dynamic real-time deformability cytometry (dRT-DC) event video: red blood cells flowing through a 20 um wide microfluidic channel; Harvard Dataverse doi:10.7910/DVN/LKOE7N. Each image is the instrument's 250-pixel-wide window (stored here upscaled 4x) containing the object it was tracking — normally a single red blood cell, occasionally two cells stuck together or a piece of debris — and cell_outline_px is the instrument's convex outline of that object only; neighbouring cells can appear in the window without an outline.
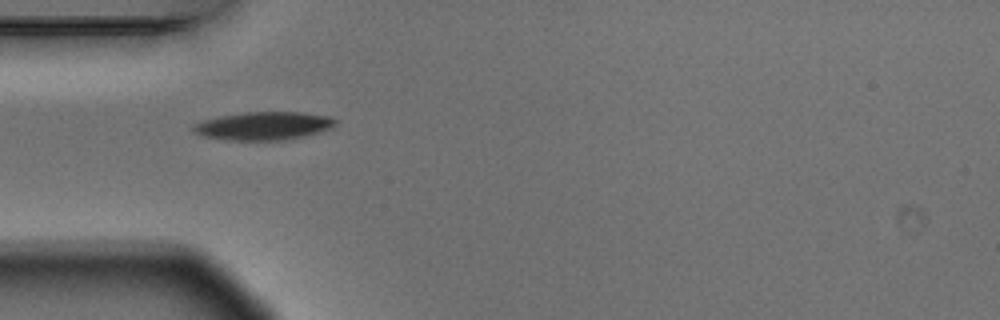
{"species": "Egyptian fruit bat (a non-hibernating species)", "species_latin": "Rousettus aegyptiacus", "temperature_condition": "warm", "stored_images_in_passage": 8, "camera_frame_rate_fps": 3000, "um_per_image_px": 0.085, "animal": {"sex": "male"}, "frame": {"image": 1, "passage_image": 5, "time_ms": 1.333, "image_size_px": [1000, 320], "cell_outline_px": [[336, 124], [332, 128], [320, 132], [284, 140], [228, 140], [204, 136], [196, 132], [192, 128], [192, 124], [204, 120], [220, 116], [244, 112], [304, 112], [332, 116], [336, 120]], "centroid_in_image_um": [22.45, 10.69], "position_along_channel_um": 62.5, "area_um2": 23.35}}
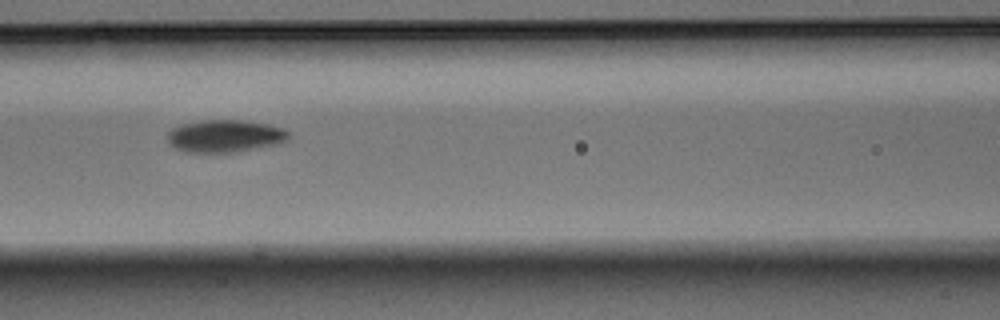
{"frame": {"image": 2, "passage_image": 7, "time_ms": 2.0, "image_size_px": [1000, 320], "cell_outline_px": [[288, 140], [272, 144], [236, 152], [184, 152], [168, 144], [168, 132], [172, 128], [180, 124], [204, 120], [240, 120], [268, 124], [284, 128], [288, 132]], "centroid_in_image_um": [19.07, 11.55], "position_along_channel_um": 147.5, "area_um2": 22.72}}
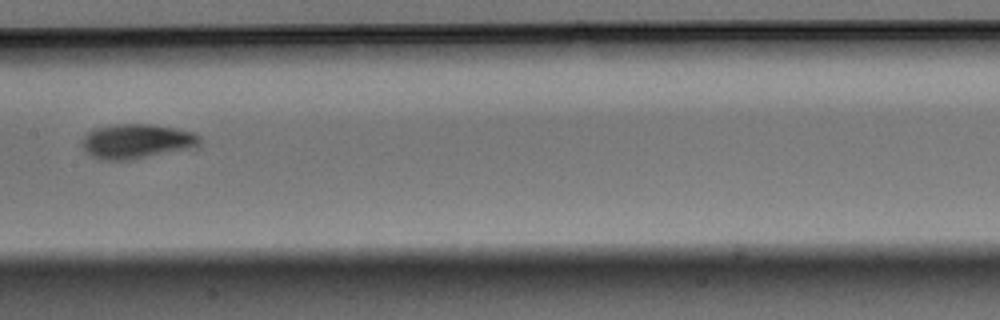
{"frame": {"image": 3, "passage_image": 8, "time_ms": 2.333, "image_size_px": [1000, 320], "cell_outline_px": [[200, 144], [188, 148], [132, 160], [104, 160], [92, 156], [84, 152], [84, 136], [92, 128], [116, 124], [152, 124], [176, 128], [196, 132], [200, 136]], "centroid_in_image_um": [11.61, 12.0], "position_along_channel_um": 195.8, "area_um2": 23.7}}